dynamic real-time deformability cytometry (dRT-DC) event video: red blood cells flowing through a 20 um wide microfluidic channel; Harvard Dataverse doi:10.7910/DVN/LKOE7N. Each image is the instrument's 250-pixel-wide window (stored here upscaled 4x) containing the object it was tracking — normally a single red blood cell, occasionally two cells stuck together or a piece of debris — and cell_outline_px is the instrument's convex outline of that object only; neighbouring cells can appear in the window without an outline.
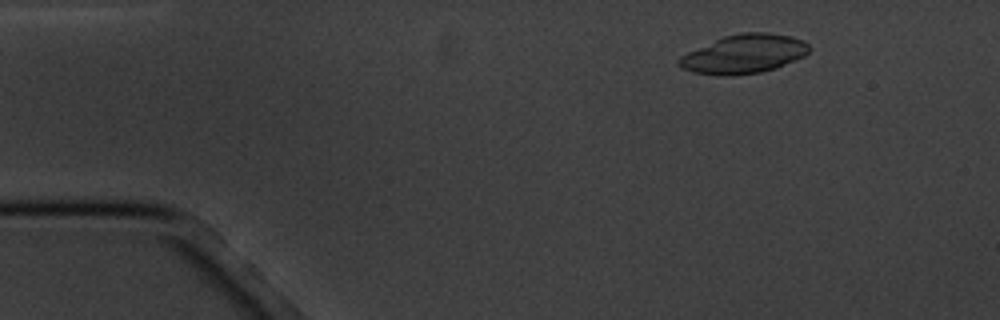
{"species": "common noctule bat (a hibernating species)", "species_latin": "Nyctalus noctula", "temperature_condition": "cold", "stored_images_in_passage": 5, "camera_frame_rate_fps": 3000, "um_per_image_px": 0.085, "animal": {"sex": "male", "body_mass_g": 20.1, "forearm_length_mm": 53.5}, "frame": {"image": 1, "passage_image": 2, "time_ms": 2.0, "image_size_px": [1000, 320], "cell_outline_px": [[812, 48], [804, 56], [776, 68], [760, 72], [692, 72], [680, 68], [676, 64], [676, 60], [680, 56], [688, 52], [724, 36], [740, 32], [768, 32], [792, 36], [804, 40]], "centroid_in_image_um": [63.29, 4.53], "position_along_channel_um": 21.7, "area_um2": 28.61}}